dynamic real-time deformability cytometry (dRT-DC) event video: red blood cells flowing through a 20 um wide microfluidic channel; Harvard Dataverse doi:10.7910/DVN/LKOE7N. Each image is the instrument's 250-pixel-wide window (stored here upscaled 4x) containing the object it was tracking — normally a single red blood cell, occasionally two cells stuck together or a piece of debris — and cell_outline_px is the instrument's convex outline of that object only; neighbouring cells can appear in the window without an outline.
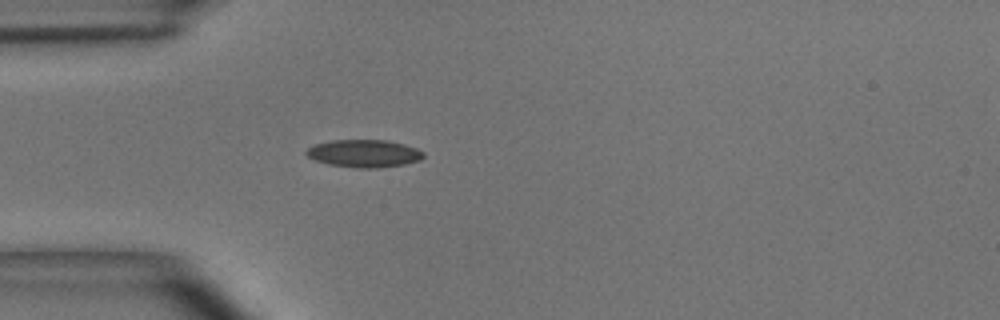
{"species": "common noctule bat (a hibernating species)", "species_latin": "Nyctalus noctula", "temperature_condition": "room temperature", "stored_images_in_passage": 1, "camera_frame_rate_fps": 3000, "um_per_image_px": 0.085, "animal": {"sex": "male", "body_mass_g": 15.6}, "frame": {"image": 1, "passage_image": 1, "time_ms": 0.0, "image_size_px": [1000, 320], "cell_outline_px": [[424, 156], [420, 160], [404, 164], [376, 168], [356, 168], [328, 164], [316, 160], [308, 156], [304, 152], [308, 148], [316, 144], [332, 140], [388, 140], [404, 144], [416, 148], [424, 152]], "centroid_in_image_um": [30.96, 13.04], "position_along_channel_um": 54.0, "area_um2": 18.79}}